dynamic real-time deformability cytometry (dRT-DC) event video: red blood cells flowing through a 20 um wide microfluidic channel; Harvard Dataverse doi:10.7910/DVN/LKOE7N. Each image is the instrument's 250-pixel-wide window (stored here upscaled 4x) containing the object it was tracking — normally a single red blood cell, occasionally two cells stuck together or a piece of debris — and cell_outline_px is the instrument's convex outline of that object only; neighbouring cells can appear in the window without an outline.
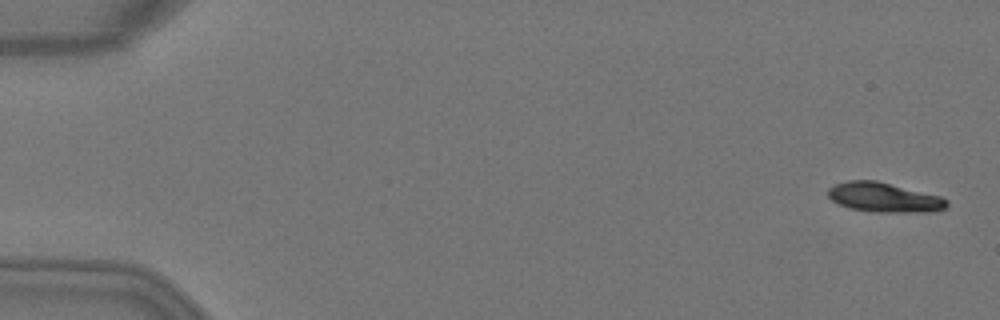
{"species": "Egyptian fruit bat (a non-hibernating species)", "species_latin": "Rousettus aegyptiacus", "temperature_condition": "warm", "stored_images_in_passage": 5, "camera_frame_rate_fps": 3000, "um_per_image_px": 0.085, "animal": {"sex": "female"}, "frame": {"image": 1, "passage_image": 5, "time_ms": 1.333, "image_size_px": [1000, 320], "cell_outline_px": [[948, 204], [944, 208], [932, 212], [872, 212], [848, 208], [832, 200], [828, 196], [828, 188], [836, 184], [848, 180], [876, 180], [940, 196], [948, 200]], "centroid_in_image_um": [75.14, 16.78], "position_along_channel_um": 9.9, "area_um2": 20.46}}